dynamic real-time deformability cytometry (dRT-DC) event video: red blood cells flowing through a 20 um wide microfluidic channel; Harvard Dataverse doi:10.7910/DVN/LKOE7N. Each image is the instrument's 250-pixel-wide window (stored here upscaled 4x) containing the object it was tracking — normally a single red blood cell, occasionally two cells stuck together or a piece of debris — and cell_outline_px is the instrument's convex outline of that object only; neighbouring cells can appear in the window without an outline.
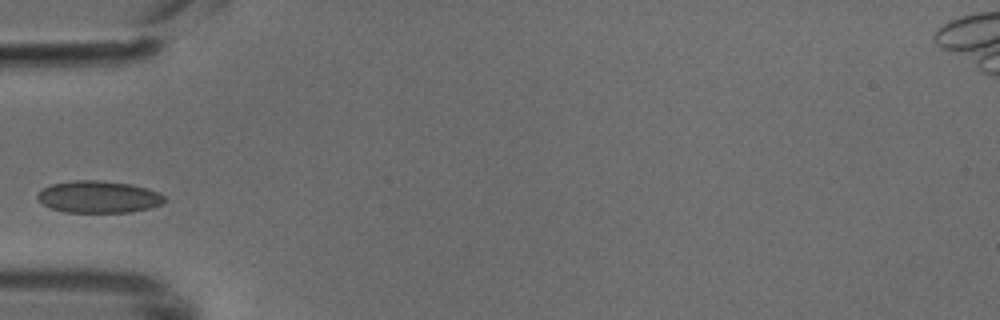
{"species": "common noctule bat (a hibernating species)", "species_latin": "Nyctalus noctula", "temperature_condition": "cold", "stored_images_in_passage": 34, "camera_frame_rate_fps": 3000, "um_per_image_px": 0.085, "animal": {"sex": "male", "body_mass_g": 18.8}, "frame": {"image": 1, "passage_image": 1, "time_ms": 0.0, "image_size_px": [1000, 320], "cell_outline_px": [[168, 200], [164, 204], [152, 208], [132, 212], [64, 212], [52, 208], [44, 204], [36, 196], [44, 188], [52, 184], [76, 180], [96, 180], [128, 184], [148, 188], [160, 192]], "centroid_in_image_um": [8.47, 16.74], "position_along_channel_um": 76.5, "area_um2": 23.7}}
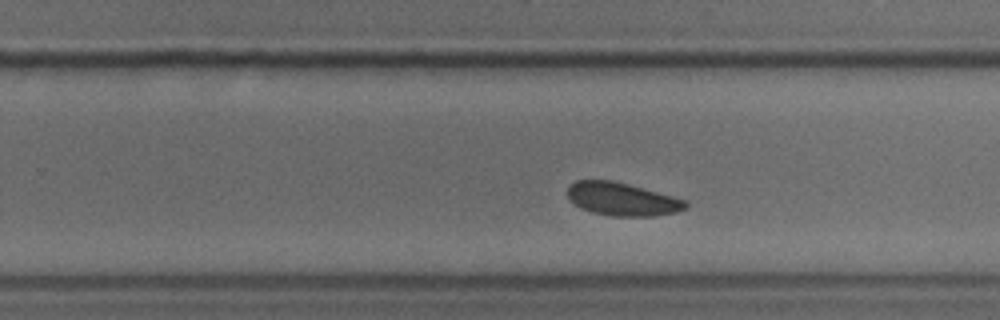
{"frame": {"image": 2, "passage_image": 16, "time_ms": 5.0, "image_size_px": [1000, 320], "cell_outline_px": [[688, 208], [676, 212], [652, 216], [612, 216], [592, 212], [580, 208], [568, 200], [568, 188], [576, 180], [612, 180], [628, 184], [688, 200]], "centroid_in_image_um": [52.89, 16.93], "position_along_channel_um": 276.9, "area_um2": 22.83}}
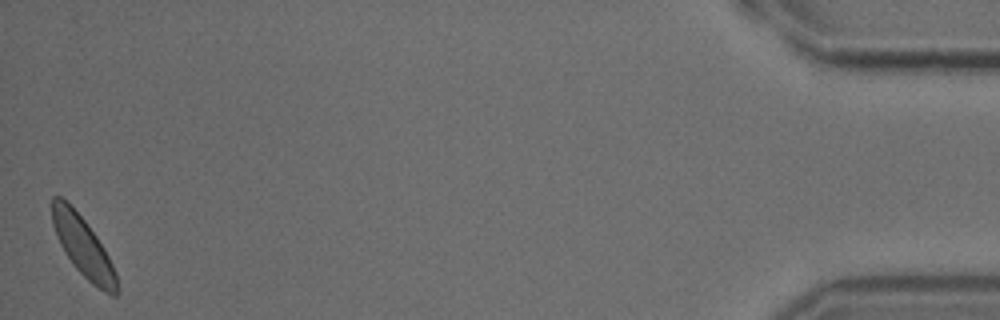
{"frame": {"image": 3, "passage_image": 34, "time_ms": 11.0, "image_size_px": [1000, 320], "cell_outline_px": [[120, 292], [116, 296], [112, 296], [104, 292], [92, 284], [72, 264], [64, 252], [60, 244], [52, 224], [52, 196], [60, 196], [84, 220], [96, 236], [104, 248], [116, 272], [120, 288]], "centroid_in_image_um": [7.1, 21.05], "position_along_channel_um": 428.1, "area_um2": 22.43}}